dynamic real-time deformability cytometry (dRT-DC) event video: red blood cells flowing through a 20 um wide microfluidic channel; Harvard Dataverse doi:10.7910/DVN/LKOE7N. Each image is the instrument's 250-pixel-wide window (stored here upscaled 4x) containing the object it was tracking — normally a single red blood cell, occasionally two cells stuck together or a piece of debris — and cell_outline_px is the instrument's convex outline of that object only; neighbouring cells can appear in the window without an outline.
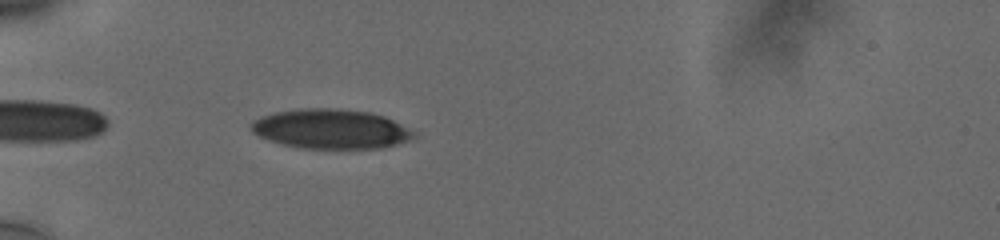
{"species": "human", "species_latin": "Homo sapiens", "temperature_condition": "cold", "stored_images_in_passage": 38, "camera_frame_rate_fps": 3000, "um_per_image_px": 0.085, "donor": {"sex": "male"}, "frame": {"image": 1, "passage_image": 3, "time_ms": 0.667, "image_size_px": [1000, 240], "cell_outline_px": [[416, 136], [408, 140], [396, 144], [380, 148], [300, 148], [284, 144], [260, 136], [252, 132], [248, 124], [252, 120], [260, 116], [272, 112], [296, 108], [340, 108], [368, 112], [384, 116], [416, 132]], "centroid_in_image_um": [28.07, 10.94], "position_along_channel_um": 56.9, "area_um2": 37.57}}
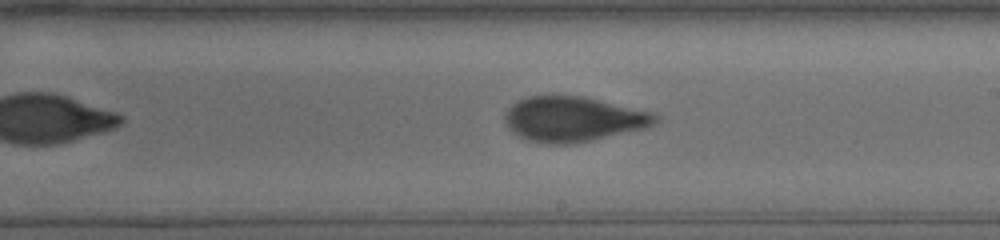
{"frame": {"image": 2, "passage_image": 19, "time_ms": 6.0, "image_size_px": [1000, 240], "cell_outline_px": [[660, 116], [656, 124], [648, 128], [592, 140], [568, 144], [548, 144], [528, 140], [512, 132], [504, 124], [504, 116], [508, 108], [512, 104], [528, 96], [552, 92], [584, 96], [656, 112]], "centroid_in_image_um": [48.75, 10.08], "position_along_channel_um": 240.3, "area_um2": 40.75}}
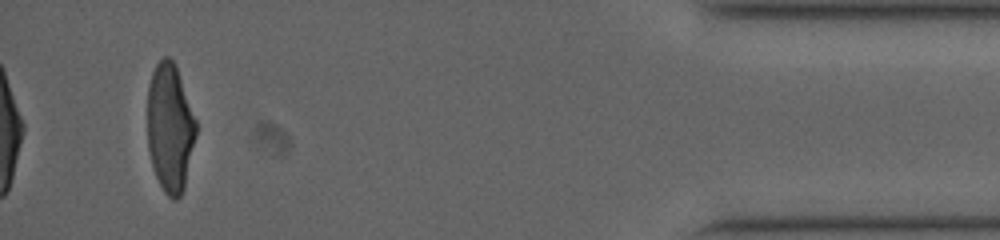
{"frame": {"image": 3, "passage_image": 38, "time_ms": 12.333, "image_size_px": [1000, 240], "cell_outline_px": [[196, 136], [184, 188], [180, 196], [176, 200], [172, 200], [164, 192], [152, 168], [148, 148], [148, 84], [152, 72], [156, 64], [164, 56], [168, 56], [176, 64], [196, 120]], "centroid_in_image_um": [14.44, 10.85], "position_along_channel_um": 420.8, "area_um2": 36.53}, "authors_computed_cell_mechanics": {"area_um2": 39.1595, "velocity_mm_per_s": 3.7739, "shape_relaxation_time_tau1_ms": 5.6769, "shape_relaxation_time_tau2_ms": 0.9646, "deformation_change_tau1": 0.1855, "deformation_change_tau2": 0.0659}}